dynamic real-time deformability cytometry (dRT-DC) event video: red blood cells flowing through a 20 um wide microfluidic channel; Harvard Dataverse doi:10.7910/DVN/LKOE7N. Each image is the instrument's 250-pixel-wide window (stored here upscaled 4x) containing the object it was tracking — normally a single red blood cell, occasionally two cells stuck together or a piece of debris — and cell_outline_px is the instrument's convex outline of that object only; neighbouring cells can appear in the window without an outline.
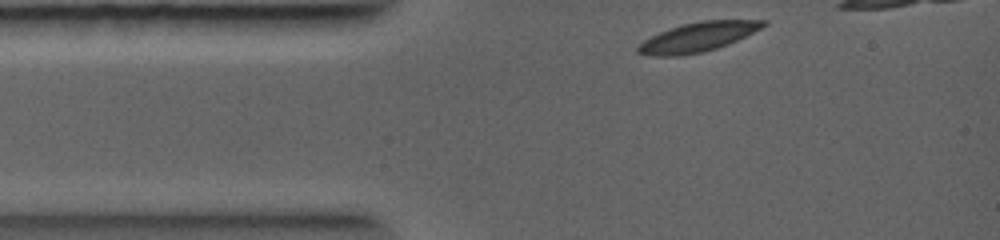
{"species": "common noctule bat (a hibernating species)", "species_latin": "Nyctalus noctula", "temperature_condition": "warm", "stored_images_in_passage": 19, "camera_frame_rate_fps": 5000, "um_per_image_px": 0.085, "animal": {"sex": "female", "body_mass_g": 19.0, "forearm_length_mm": 56.7}, "frame": {"image": 1, "passage_image": 1, "time_ms": 0.0, "image_size_px": [1000, 240], "cell_outline_px": [[768, 24], [728, 44], [704, 52], [680, 56], [648, 56], [636, 52], [636, 48], [644, 40], [668, 28], [680, 24], [700, 20], [768, 20]], "centroid_in_image_um": [59.28, 3.15], "position_along_channel_um": 25.7, "area_um2": 21.44}}
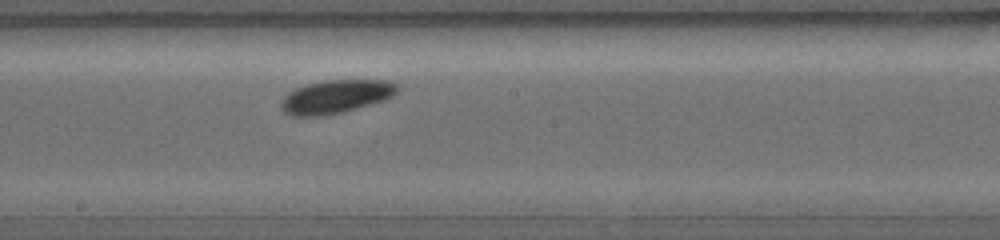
{"frame": {"image": 2, "passage_image": 10, "time_ms": 3.6, "image_size_px": [1000, 240], "cell_outline_px": [[400, 88], [392, 96], [384, 100], [340, 112], [324, 116], [292, 116], [284, 112], [280, 108], [280, 100], [288, 92], [296, 88], [308, 84], [324, 80], [388, 80], [400, 84]], "centroid_in_image_um": [28.53, 8.2], "position_along_channel_um": 219.7, "area_um2": 22.66}}
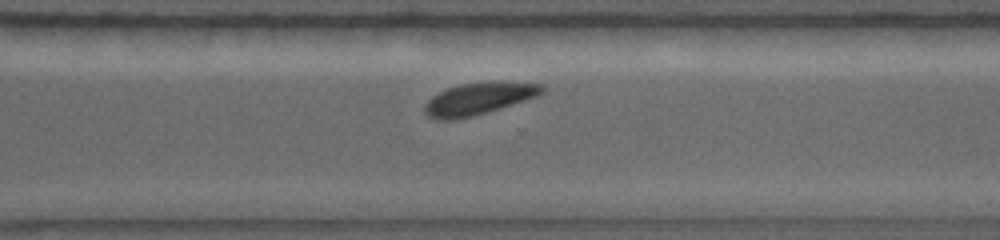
{"frame": {"image": 3, "passage_image": 15, "time_ms": 5.4, "image_size_px": [1000, 240], "cell_outline_px": [[544, 92], [536, 96], [524, 100], [472, 116], [452, 120], [436, 120], [428, 116], [424, 112], [424, 104], [432, 96], [448, 88], [460, 84], [540, 84], [544, 88]], "centroid_in_image_um": [40.55, 8.45], "position_along_channel_um": 330.1, "area_um2": 20.63}}